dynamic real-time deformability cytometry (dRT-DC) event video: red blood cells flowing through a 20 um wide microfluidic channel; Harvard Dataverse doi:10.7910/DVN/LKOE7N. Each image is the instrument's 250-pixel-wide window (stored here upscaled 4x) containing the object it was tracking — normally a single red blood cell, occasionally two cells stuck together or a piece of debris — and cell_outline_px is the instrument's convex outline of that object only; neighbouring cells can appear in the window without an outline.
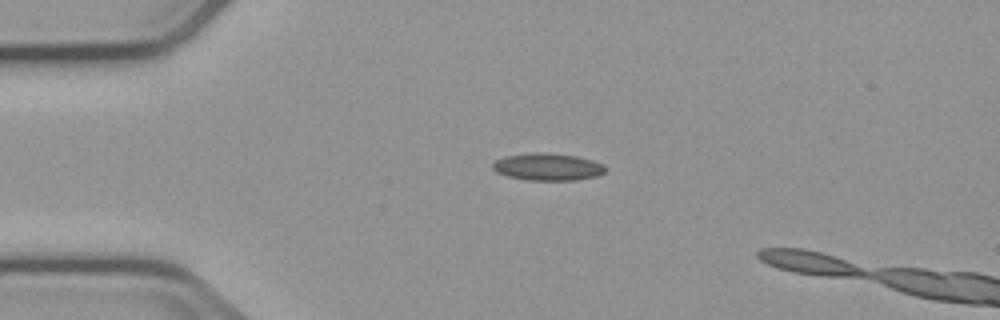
{"species": "common noctule bat (a hibernating species)", "species_latin": "Nyctalus noctula", "temperature_condition": "cold", "stored_images_in_passage": 2, "camera_frame_rate_fps": 3000, "um_per_image_px": 0.085, "animal": {"sex": "male", "body_mass_g": 23.1, "forearm_length_mm": 52.7}, "frame": {"image": 1, "passage_image": 1, "time_ms": 0.0, "image_size_px": [1000, 320], "cell_outline_px": [[608, 168], [604, 172], [596, 176], [576, 180], [528, 180], [508, 176], [496, 172], [492, 168], [492, 164], [496, 160], [504, 156], [536, 152], [548, 152], [576, 156], [592, 160], [604, 164]], "centroid_in_image_um": [46.57, 14.17], "position_along_channel_um": 38.4, "area_um2": 17.98}}